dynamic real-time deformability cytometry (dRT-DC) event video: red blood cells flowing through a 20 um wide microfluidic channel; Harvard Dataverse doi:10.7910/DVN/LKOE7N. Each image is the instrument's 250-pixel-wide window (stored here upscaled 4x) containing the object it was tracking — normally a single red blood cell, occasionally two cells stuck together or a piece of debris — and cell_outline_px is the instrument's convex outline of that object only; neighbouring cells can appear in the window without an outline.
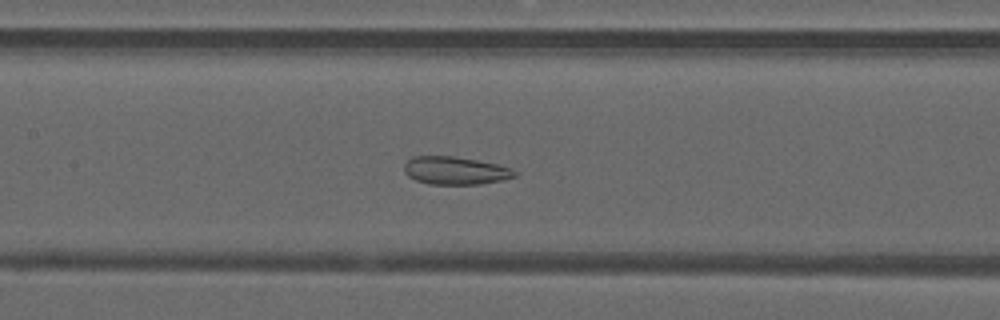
{"species": "common noctule bat (a hibernating species)", "species_latin": "Nyctalus noctula", "temperature_condition": "warm", "stored_images_in_passage": 50, "camera_frame_rate_fps": 3000, "um_per_image_px": 0.085, "animal": {"sex": "male", "forearm_length_mm": 52.5}, "frame": {"image": 1, "passage_image": 24, "time_ms": 7.667, "image_size_px": [1000, 320], "cell_outline_px": [[516, 176], [500, 180], [480, 184], [428, 184], [416, 180], [408, 176], [404, 172], [404, 164], [412, 156], [452, 156], [476, 160], [496, 164], [512, 168], [516, 172]], "centroid_in_image_um": [38.66, 14.5], "position_along_channel_um": 168.7, "area_um2": 17.86}}
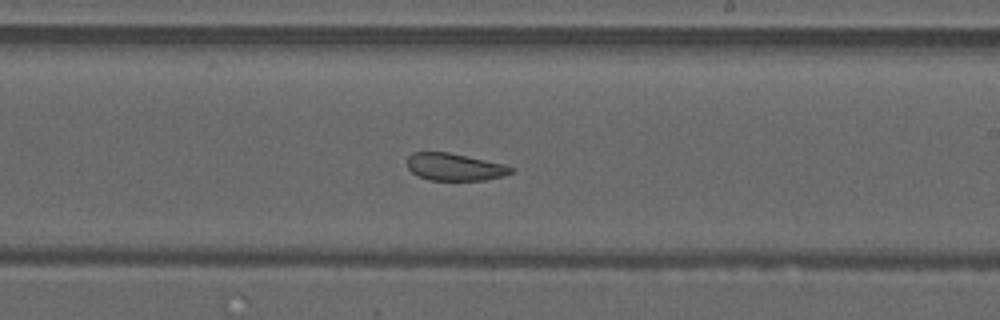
{"frame": {"image": 2, "passage_image": 30, "time_ms": 9.667, "image_size_px": [1000, 320], "cell_outline_px": [[512, 172], [504, 176], [484, 180], [428, 180], [412, 172], [408, 168], [408, 156], [412, 152], [448, 152], [504, 164], [512, 168]], "centroid_in_image_um": [38.63, 14.19], "position_along_channel_um": 250.4, "area_um2": 16.36}}
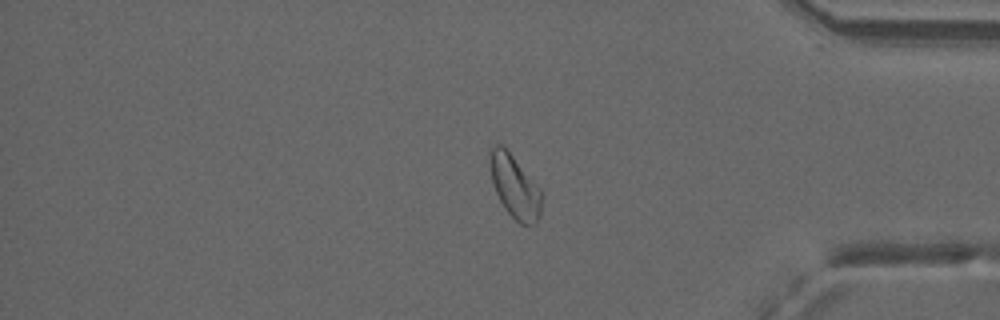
{"frame": {"image": 3, "passage_image": 42, "time_ms": 13.667, "image_size_px": [1000, 320], "cell_outline_px": [[540, 216], [536, 224], [520, 224], [504, 208], [492, 184], [488, 164], [492, 144], [500, 144], [512, 156], [540, 188]], "centroid_in_image_um": [43.71, 15.86], "position_along_channel_um": 391.5, "area_um2": 18.67}, "authors_computed_cell_mechanics": {"area_um2": 21.4727, "velocity_mm_per_s": 4.1098, "shape_relaxation_time_tau1_ms": null, "shape_relaxation_time_tau2_ms": 2.3514, "deformation_change_tau1": null, "deformation_change_tau2": 0.0758}}